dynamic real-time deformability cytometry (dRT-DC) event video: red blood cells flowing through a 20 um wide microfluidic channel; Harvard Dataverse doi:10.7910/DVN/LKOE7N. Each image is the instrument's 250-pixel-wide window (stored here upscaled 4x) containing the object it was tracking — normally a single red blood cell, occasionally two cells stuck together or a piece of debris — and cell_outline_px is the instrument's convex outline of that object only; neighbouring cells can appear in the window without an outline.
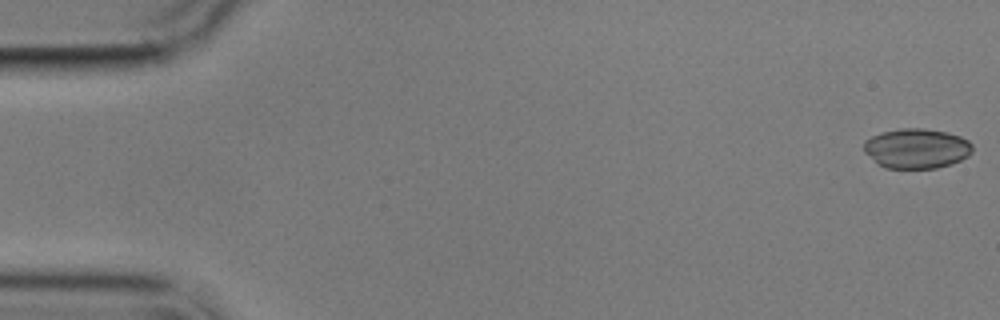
{"species": "common noctule bat (a hibernating species)", "species_latin": "Nyctalus noctula", "temperature_condition": "cold", "stored_images_in_passage": 11, "camera_frame_rate_fps": 3000, "um_per_image_px": 0.085, "animal": {"sex": "male", "body_mass_g": 17.9}, "frame": {"image": 1, "passage_image": 1, "time_ms": 0.0, "image_size_px": [1000, 320], "cell_outline_px": [[972, 152], [968, 156], [960, 160], [936, 168], [884, 168], [864, 152], [864, 140], [872, 136], [884, 132], [900, 128], [924, 128], [948, 132], [960, 136], [968, 140], [972, 144]], "centroid_in_image_um": [77.91, 12.61], "position_along_channel_um": 7.1, "area_um2": 25.2}}
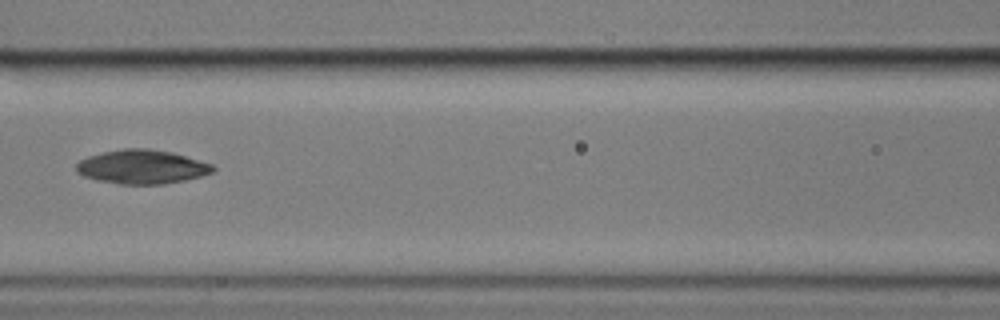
{"frame": {"image": 2, "passage_image": 7, "time_ms": 8.0, "image_size_px": [1000, 320], "cell_outline_px": [[216, 168], [212, 172], [200, 176], [184, 180], [164, 184], [120, 184], [96, 180], [84, 176], [76, 172], [76, 164], [80, 160], [88, 156], [104, 152], [124, 148], [148, 148], [172, 152], [212, 164]], "centroid_in_image_um": [12.04, 14.18], "position_along_channel_um": 154.6, "area_um2": 26.99}}
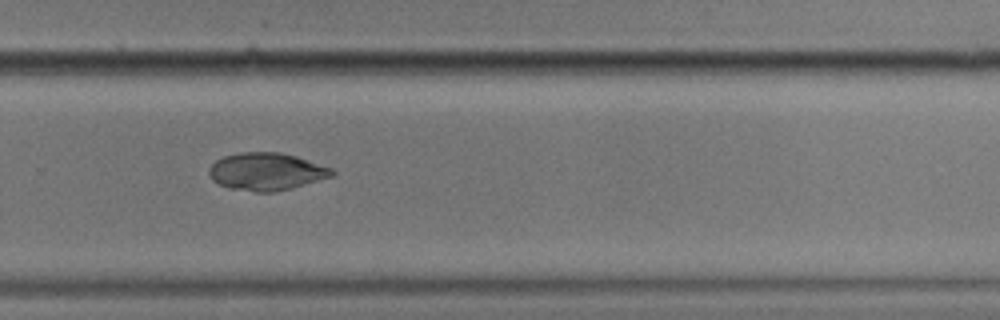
{"frame": {"image": 3, "passage_image": 11, "time_ms": 12.333, "image_size_px": [1000, 320], "cell_outline_px": [[336, 172], [332, 176], [292, 188], [276, 192], [256, 192], [228, 188], [212, 180], [208, 172], [208, 168], [216, 160], [224, 156], [240, 152], [280, 152], [296, 156], [332, 168]], "centroid_in_image_um": [22.63, 14.58], "position_along_channel_um": 307.2, "area_um2": 26.93}}